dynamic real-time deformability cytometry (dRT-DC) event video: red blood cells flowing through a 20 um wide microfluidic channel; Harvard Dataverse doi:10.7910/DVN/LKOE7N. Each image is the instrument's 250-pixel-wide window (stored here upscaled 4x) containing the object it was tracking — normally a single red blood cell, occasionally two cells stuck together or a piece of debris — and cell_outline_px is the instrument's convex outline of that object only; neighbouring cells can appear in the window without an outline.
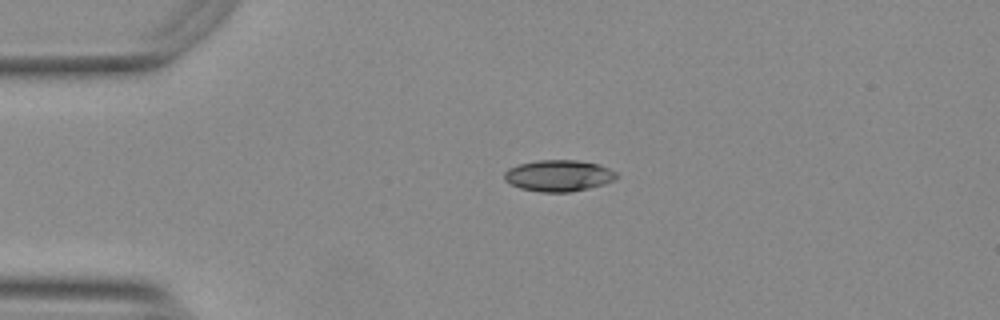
{"species": "Egyptian fruit bat (a non-hibernating species)", "species_latin": "Rousettus aegyptiacus", "temperature_condition": "warm", "stored_images_in_passage": 40, "camera_frame_rate_fps": 3000, "um_per_image_px": 0.085, "animal": {"sex": "female"}, "frame": {"image": 1, "passage_image": 1, "time_ms": 0.0, "image_size_px": [1000, 320], "cell_outline_px": [[620, 176], [616, 180], [604, 184], [588, 188], [568, 192], [540, 192], [520, 188], [504, 180], [504, 172], [508, 168], [520, 164], [536, 160], [576, 160], [600, 164], [616, 172]], "centroid_in_image_um": [47.51, 14.92], "position_along_channel_um": 37.5, "area_um2": 20.63}}
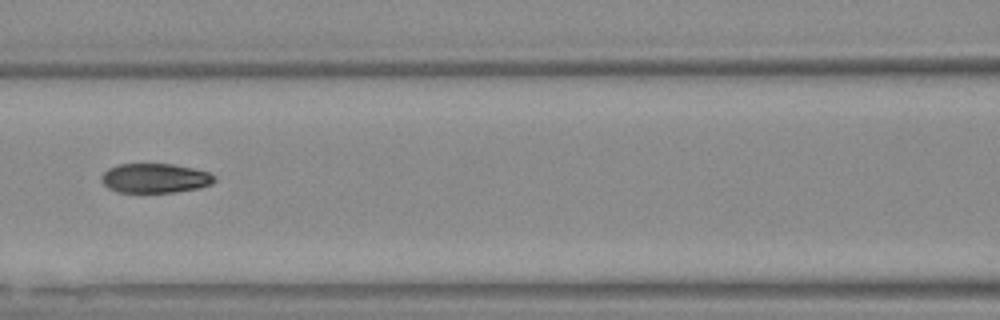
{"frame": {"image": 2, "passage_image": 13, "time_ms": 4.0, "image_size_px": [1000, 320], "cell_outline_px": [[216, 180], [212, 184], [200, 188], [172, 192], [116, 192], [108, 188], [100, 180], [100, 176], [108, 168], [120, 164], [172, 164], [192, 168], [208, 172], [216, 176]], "centroid_in_image_um": [13.17, 15.15], "position_along_channel_um": 153.4, "area_um2": 19.48}}
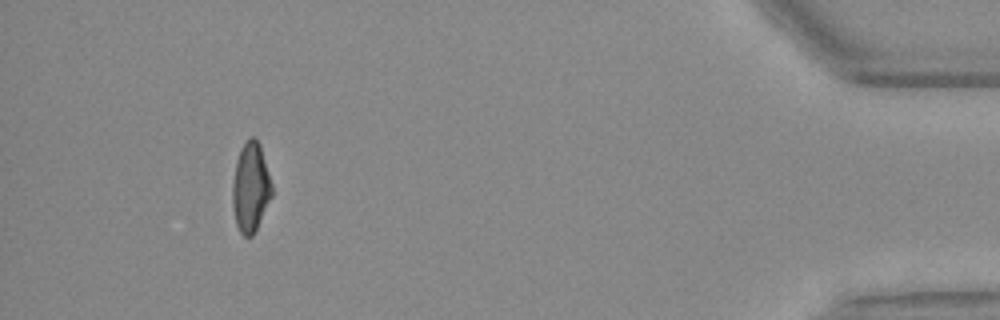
{"frame": {"image": 3, "passage_image": 39, "time_ms": 12.667, "image_size_px": [1000, 320], "cell_outline_px": [[272, 196], [252, 236], [244, 236], [240, 232], [236, 224], [232, 204], [232, 184], [236, 160], [240, 148], [252, 136], [260, 144], [272, 184]], "centroid_in_image_um": [21.29, 15.92], "position_along_channel_um": 413.9, "area_um2": 20.35}}